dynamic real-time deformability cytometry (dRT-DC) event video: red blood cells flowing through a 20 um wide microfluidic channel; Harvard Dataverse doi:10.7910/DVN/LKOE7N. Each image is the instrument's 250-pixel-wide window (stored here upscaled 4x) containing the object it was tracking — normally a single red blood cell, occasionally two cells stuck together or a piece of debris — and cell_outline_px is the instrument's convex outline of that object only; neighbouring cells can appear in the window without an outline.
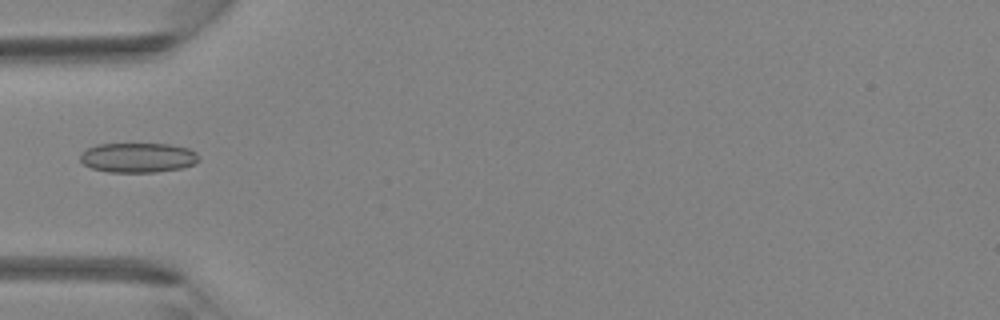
{"species": "Egyptian fruit bat (a non-hibernating species)", "species_latin": "Rousettus aegyptiacus", "temperature_condition": "room temperature", "stored_images_in_passage": 5, "camera_frame_rate_fps": 3000, "um_per_image_px": 0.085, "animal": {"sex": "female"}, "frame": {"image": 1, "passage_image": 5, "time_ms": 1.333, "image_size_px": [1000, 320], "cell_outline_px": [[200, 160], [184, 168], [156, 172], [108, 172], [92, 168], [84, 164], [80, 160], [80, 156], [88, 148], [96, 144], [168, 144], [188, 148], [196, 152]], "centroid_in_image_um": [11.75, 13.4], "position_along_channel_um": 73.3, "area_um2": 20.52}}